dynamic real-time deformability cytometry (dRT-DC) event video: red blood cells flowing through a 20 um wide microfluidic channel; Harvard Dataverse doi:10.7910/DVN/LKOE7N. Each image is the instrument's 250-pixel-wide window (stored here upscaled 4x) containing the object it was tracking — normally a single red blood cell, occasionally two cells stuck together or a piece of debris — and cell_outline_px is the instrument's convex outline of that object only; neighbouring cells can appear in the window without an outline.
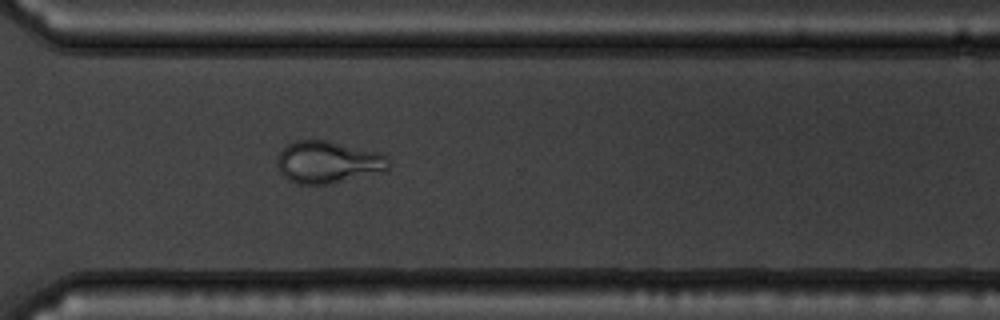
{"species": "common noctule bat (a hibernating species)", "species_latin": "Nyctalus noctula", "temperature_condition": "warm", "stored_images_in_passage": 54, "camera_frame_rate_fps": 3000, "um_per_image_px": 0.085, "animal": {"sex": "male", "body_mass_g": 19.5, "forearm_length_mm": 54.6}, "frame": {"image": 1, "passage_image": 40, "time_ms": 13.0, "image_size_px": [1000, 320], "cell_outline_px": [[388, 168], [384, 172], [332, 184], [296, 184], [288, 180], [280, 172], [276, 164], [276, 160], [280, 152], [288, 144], [296, 140], [328, 140], [384, 152], [388, 156]], "centroid_in_image_um": [27.92, 13.78], "position_along_channel_um": 342.7, "area_um2": 28.03}}
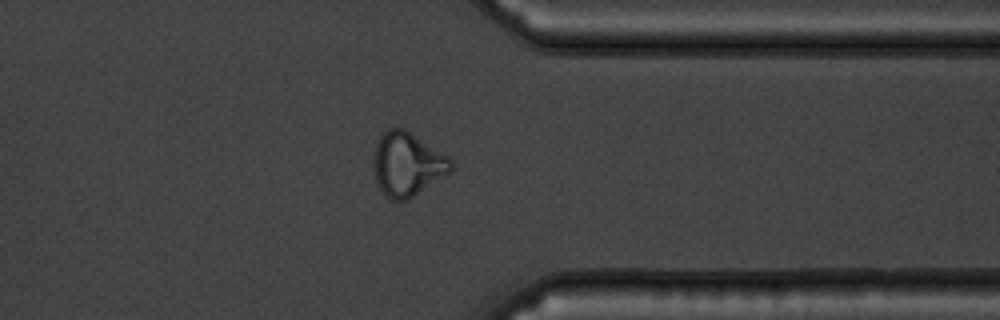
{"frame": {"image": 2, "passage_image": 43, "time_ms": 14.0, "image_size_px": [1000, 320], "cell_outline_px": [[452, 172], [408, 200], [392, 200], [384, 196], [376, 180], [376, 144], [380, 136], [388, 128], [404, 128], [448, 156], [452, 160]], "centroid_in_image_um": [34.67, 13.98], "position_along_channel_um": 376.7, "area_um2": 28.38}}
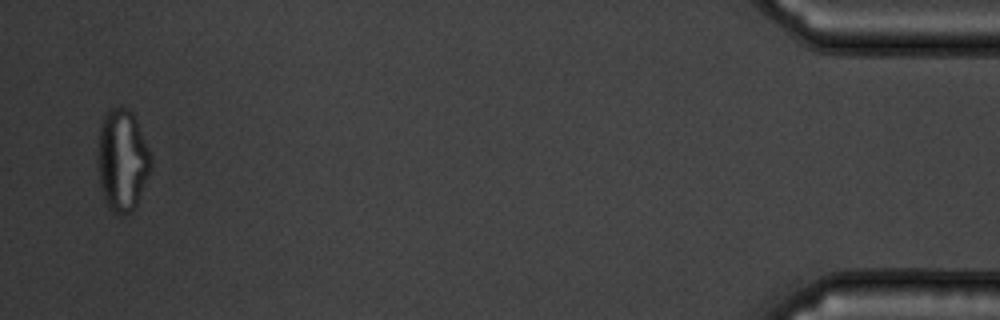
{"frame": {"image": 3, "passage_image": 53, "time_ms": 17.333, "image_size_px": [1000, 320], "cell_outline_px": [[152, 168], [136, 208], [132, 212], [124, 216], [120, 216], [112, 212], [108, 208], [104, 200], [100, 188], [100, 128], [104, 112], [112, 108], [128, 108], [132, 112], [136, 120], [152, 160]], "centroid_in_image_um": [10.43, 13.7], "position_along_channel_um": 424.8, "area_um2": 31.33}, "authors_computed_cell_mechanics": {"area_um2": 29.7381, "velocity_mm_per_s": 3.7468, "shape_relaxation_time_tau1_ms": null, "shape_relaxation_time_tau2_ms": 1.072, "deformation_change_tau1": null, "deformation_change_tau2": 0.0822}}